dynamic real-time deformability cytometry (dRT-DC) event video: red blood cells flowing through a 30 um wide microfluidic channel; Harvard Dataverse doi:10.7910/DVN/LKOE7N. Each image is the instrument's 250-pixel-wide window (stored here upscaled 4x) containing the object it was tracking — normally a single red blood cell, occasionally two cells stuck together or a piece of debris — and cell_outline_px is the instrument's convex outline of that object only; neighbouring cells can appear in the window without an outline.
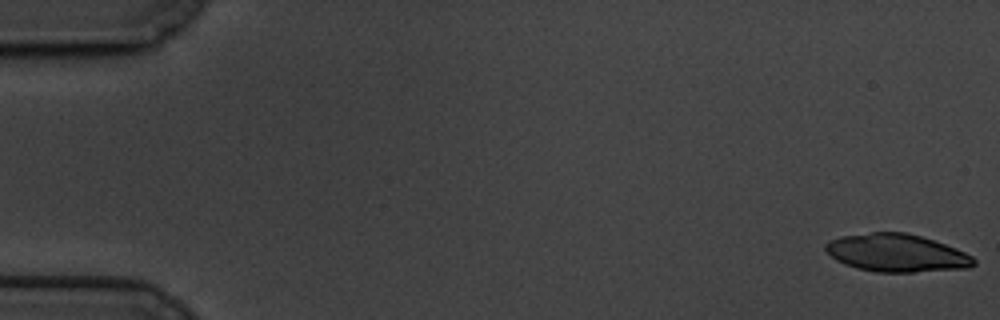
{"species": "common noctule bat (a hibernating species)", "species_latin": "Nyctalus noctula", "temperature_condition": "cold", "stored_images_in_passage": 59, "camera_frame_rate_fps": 3000, "um_per_image_px": 0.085, "animal": {"sex": "male", "body_mass_g": 19.5, "forearm_length_mm": 54.6}, "frame": {"image": 1, "passage_image": 1, "time_ms": 0.0, "image_size_px": [1000, 320], "cell_outline_px": [[976, 264], [968, 268], [912, 272], [876, 272], [856, 268], [844, 264], [836, 260], [824, 248], [824, 244], [828, 240], [840, 236], [872, 232], [908, 232], [956, 248], [972, 256], [976, 260]], "centroid_in_image_um": [76.19, 21.5], "position_along_channel_um": 8.8, "area_um2": 32.71}}